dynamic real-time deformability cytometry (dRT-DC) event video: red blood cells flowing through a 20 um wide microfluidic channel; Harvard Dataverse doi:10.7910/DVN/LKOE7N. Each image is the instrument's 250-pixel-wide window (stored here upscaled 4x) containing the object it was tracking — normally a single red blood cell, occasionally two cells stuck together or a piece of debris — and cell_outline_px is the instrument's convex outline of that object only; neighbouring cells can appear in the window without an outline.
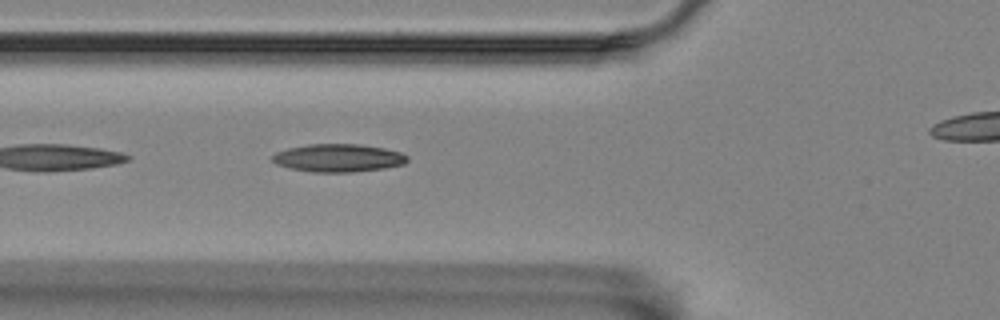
{"species": "Egyptian fruit bat (a non-hibernating species)", "species_latin": "Rousettus aegyptiacus", "temperature_condition": "room temperature", "stored_images_in_passage": 5, "camera_frame_rate_fps": 3000, "um_per_image_px": 0.085, "animal": {"sex": "female"}, "frame": {"image": 1, "passage_image": 5, "time_ms": 1.333, "image_size_px": [1000, 320], "cell_outline_px": [[408, 160], [404, 164], [384, 168], [352, 172], [312, 172], [288, 168], [276, 164], [272, 160], [272, 156], [276, 152], [288, 148], [308, 144], [360, 144], [384, 148], [400, 152], [408, 156]], "centroid_in_image_um": [28.74, 13.42], "position_along_channel_um": 97.1, "area_um2": 22.02}}